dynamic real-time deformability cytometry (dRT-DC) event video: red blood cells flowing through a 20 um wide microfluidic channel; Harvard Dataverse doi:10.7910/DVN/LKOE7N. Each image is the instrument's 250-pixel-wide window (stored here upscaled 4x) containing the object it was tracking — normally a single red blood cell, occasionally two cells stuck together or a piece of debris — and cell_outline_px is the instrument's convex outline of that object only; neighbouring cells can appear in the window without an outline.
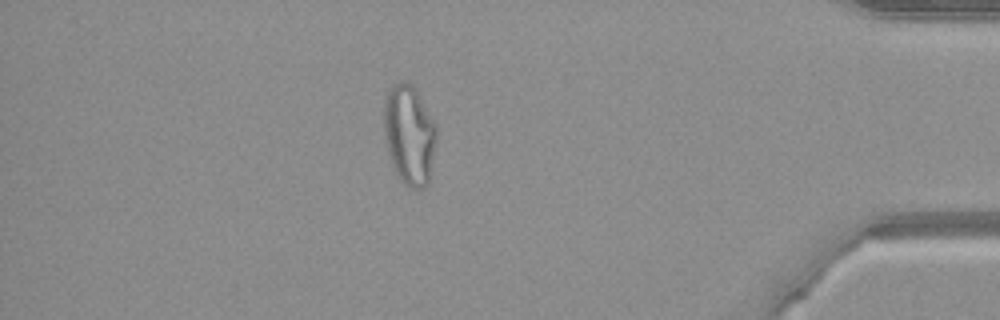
{"species": "common noctule bat (a hibernating species)", "species_latin": "Nyctalus noctula", "temperature_condition": "warm", "stored_images_in_passage": 49, "camera_frame_rate_fps": 3000, "um_per_image_px": 0.085, "animal": {"sex": "female", "body_mass_g": 21.9}, "frame": {"image": 1, "passage_image": 42, "time_ms": 13.667, "image_size_px": [1000, 320], "cell_outline_px": [[436, 140], [428, 184], [424, 188], [412, 188], [404, 184], [396, 176], [392, 168], [384, 136], [384, 100], [388, 88], [392, 84], [400, 80], [408, 80], [416, 88], [436, 124]], "centroid_in_image_um": [34.77, 11.41], "position_along_channel_um": 400.4, "area_um2": 31.21}}